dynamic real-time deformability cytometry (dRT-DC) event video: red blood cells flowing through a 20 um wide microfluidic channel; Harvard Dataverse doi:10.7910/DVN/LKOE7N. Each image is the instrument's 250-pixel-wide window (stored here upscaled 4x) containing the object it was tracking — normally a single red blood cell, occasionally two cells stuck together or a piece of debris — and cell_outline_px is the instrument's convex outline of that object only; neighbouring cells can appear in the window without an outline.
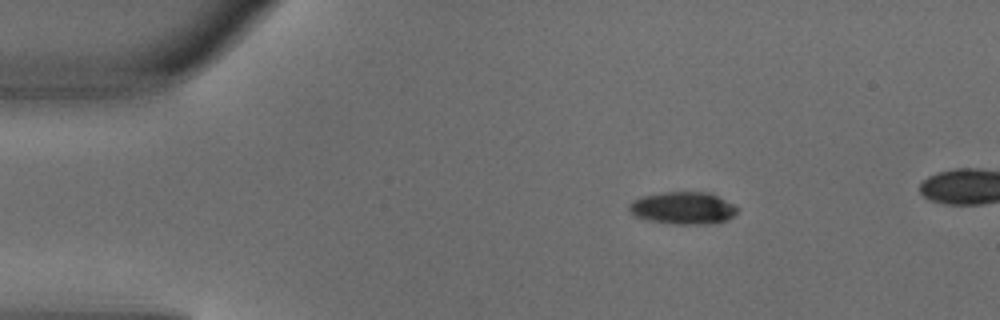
{"species": "common noctule bat (a hibernating species)", "species_latin": "Nyctalus noctula", "temperature_condition": "warm", "stored_images_in_passage": 5, "camera_frame_rate_fps": 3000, "um_per_image_px": 0.085, "animal": {"sex": "male", "body_mass_g": 18.8}, "frame": {"image": 1, "passage_image": 1, "time_ms": 0.0, "image_size_px": [1000, 320], "cell_outline_px": [[740, 208], [728, 220], [712, 224], [672, 224], [648, 220], [636, 216], [628, 208], [628, 204], [632, 200], [644, 196], [664, 192], [708, 192]], "centroid_in_image_um": [58.06, 17.69], "position_along_channel_um": 26.9, "area_um2": 20.29}}
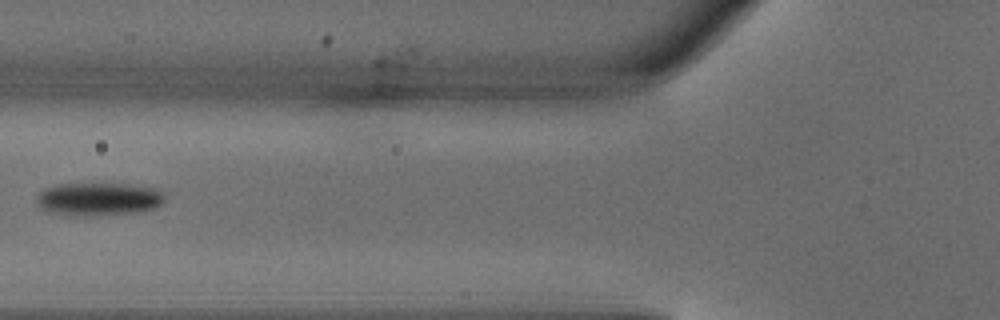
{"frame": {"image": 2, "passage_image": 4, "time_ms": 1.0, "image_size_px": [1000, 320], "cell_outline_px": [[164, 200], [160, 204], [152, 208], [136, 212], [100, 216], [48, 212], [40, 208], [36, 200], [36, 196], [44, 188], [60, 184], [128, 184], [156, 188], [164, 196]], "centroid_in_image_um": [8.36, 16.91], "position_along_channel_um": 117.4, "area_um2": 24.39}}
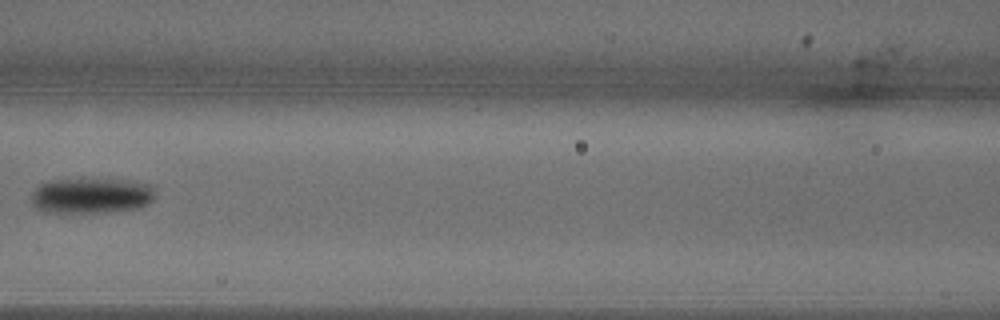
{"frame": {"image": 3, "passage_image": 5, "time_ms": 1.333, "image_size_px": [1000, 320], "cell_outline_px": [[152, 200], [148, 204], [140, 208], [116, 212], [44, 212], [36, 208], [32, 204], [32, 192], [40, 184], [48, 180], [88, 176], [152, 184]], "centroid_in_image_um": [7.72, 16.59], "position_along_channel_um": 158.9, "area_um2": 26.47}}